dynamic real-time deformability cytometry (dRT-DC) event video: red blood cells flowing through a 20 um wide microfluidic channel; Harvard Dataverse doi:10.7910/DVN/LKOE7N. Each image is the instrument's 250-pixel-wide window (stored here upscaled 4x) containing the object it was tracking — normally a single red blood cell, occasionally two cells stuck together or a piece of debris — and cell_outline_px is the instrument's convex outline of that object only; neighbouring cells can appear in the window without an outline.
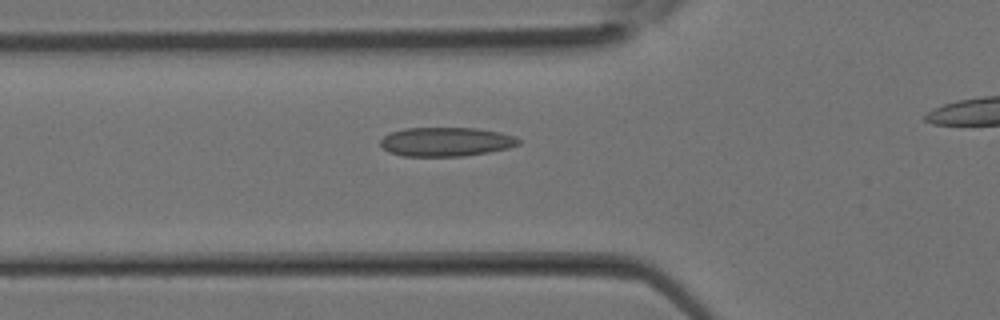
{"species": "Egyptian fruit bat (a non-hibernating species)", "species_latin": "Rousettus aegyptiacus", "temperature_condition": "room temperature", "stored_images_in_passage": 21, "camera_frame_rate_fps": 3000, "um_per_image_px": 0.085, "animal": {"sex": "female"}, "frame": {"image": 1, "passage_image": 5, "time_ms": 1.333, "image_size_px": [1000, 320], "cell_outline_px": [[520, 144], [508, 148], [488, 152], [464, 156], [404, 156], [388, 152], [380, 144], [380, 140], [388, 132], [404, 128], [476, 128], [500, 132], [512, 136], [520, 140]], "centroid_in_image_um": [37.87, 12.05], "position_along_channel_um": 87.9, "area_um2": 23.41}}
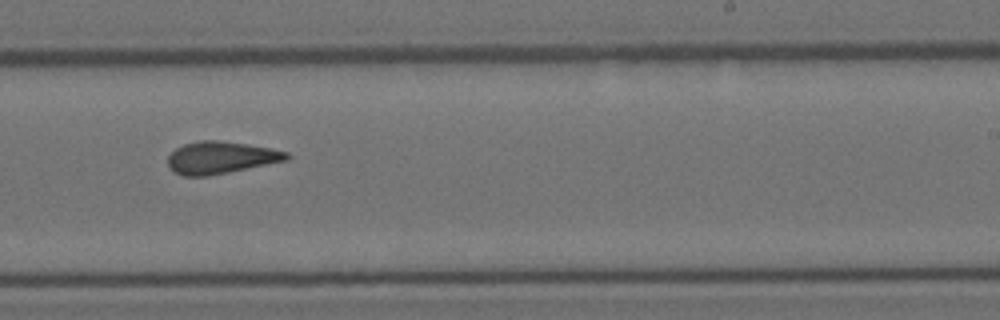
{"frame": {"image": 2, "passage_image": 14, "time_ms": 4.333, "image_size_px": [1000, 320], "cell_outline_px": [[292, 156], [288, 160], [228, 172], [204, 176], [184, 176], [172, 172], [168, 164], [168, 156], [176, 148], [184, 144], [200, 140], [220, 140], [248, 144], [288, 152]], "centroid_in_image_um": [18.76, 13.39], "position_along_channel_um": 270.2, "area_um2": 22.25}}
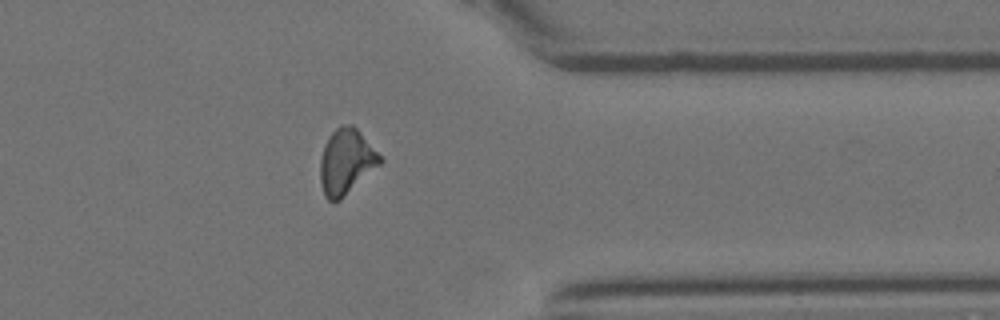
{"frame": {"image": 3, "passage_image": 20, "time_ms": 6.333, "image_size_px": [1000, 320], "cell_outline_px": [[384, 160], [380, 164], [340, 200], [328, 200], [324, 196], [320, 180], [320, 160], [328, 136], [336, 128], [344, 124], [352, 124], [360, 132]], "centroid_in_image_um": [29.41, 13.74], "position_along_channel_um": 382.0, "area_um2": 22.43}}